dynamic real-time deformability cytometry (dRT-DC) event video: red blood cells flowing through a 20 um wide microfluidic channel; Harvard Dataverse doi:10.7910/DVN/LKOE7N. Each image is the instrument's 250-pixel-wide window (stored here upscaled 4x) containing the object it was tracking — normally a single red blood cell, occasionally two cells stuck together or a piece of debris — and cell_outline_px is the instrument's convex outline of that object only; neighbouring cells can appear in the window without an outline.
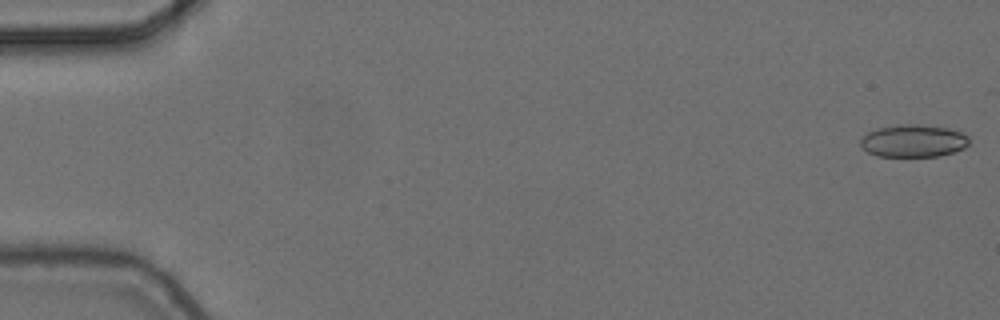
{"species": "common noctule bat (a hibernating species)", "species_latin": "Nyctalus noctula", "temperature_condition": "cold", "stored_images_in_passage": 8, "camera_frame_rate_fps": 3000, "um_per_image_px": 0.085, "animal": {"sex": "female", "body_mass_g": 24.6, "forearm_length_mm": 56.2}, "frame": {"image": 1, "passage_image": 1, "time_ms": 0.0, "image_size_px": [1000, 320], "cell_outline_px": [[968, 144], [964, 148], [940, 156], [876, 156], [868, 152], [860, 144], [860, 140], [868, 132], [876, 128], [900, 124], [916, 124], [948, 128], [960, 132], [968, 136]], "centroid_in_image_um": [77.62, 11.97], "position_along_channel_um": 7.4, "area_um2": 20.46}}
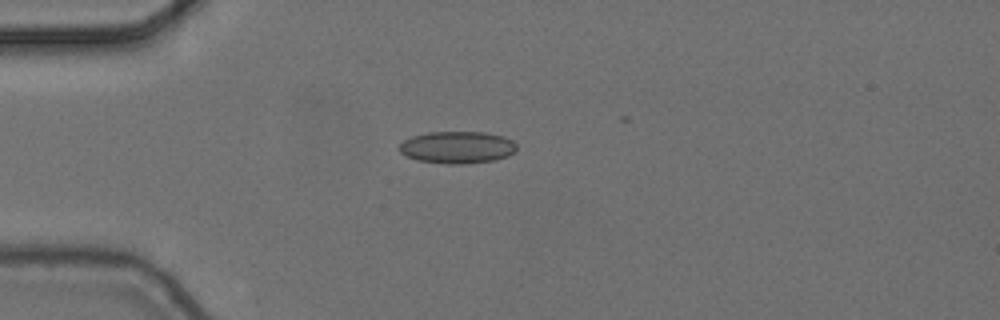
{"frame": {"image": 2, "passage_image": 5, "time_ms": 1.333, "image_size_px": [1000, 320], "cell_outline_px": [[516, 152], [508, 156], [492, 160], [460, 164], [448, 164], [420, 160], [408, 156], [400, 152], [396, 148], [404, 140], [412, 136], [428, 132], [484, 132], [504, 136], [512, 140], [516, 144]], "centroid_in_image_um": [38.87, 12.51], "position_along_channel_um": 46.1, "area_um2": 21.91}}
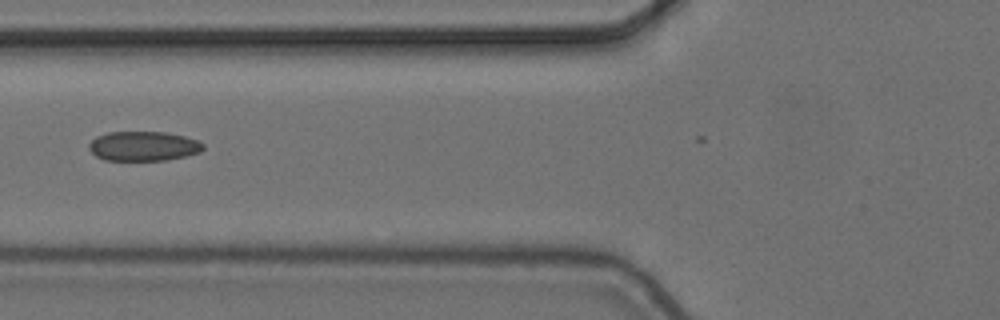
{"frame": {"image": 3, "passage_image": 7, "time_ms": 2.0, "image_size_px": [1000, 320], "cell_outline_px": [[204, 148], [200, 152], [168, 160], [104, 160], [96, 156], [88, 148], [88, 144], [96, 136], [108, 132], [164, 132], [184, 136], [200, 140], [204, 144]], "centroid_in_image_um": [12.19, 12.42], "position_along_channel_um": 113.6, "area_um2": 19.77}}